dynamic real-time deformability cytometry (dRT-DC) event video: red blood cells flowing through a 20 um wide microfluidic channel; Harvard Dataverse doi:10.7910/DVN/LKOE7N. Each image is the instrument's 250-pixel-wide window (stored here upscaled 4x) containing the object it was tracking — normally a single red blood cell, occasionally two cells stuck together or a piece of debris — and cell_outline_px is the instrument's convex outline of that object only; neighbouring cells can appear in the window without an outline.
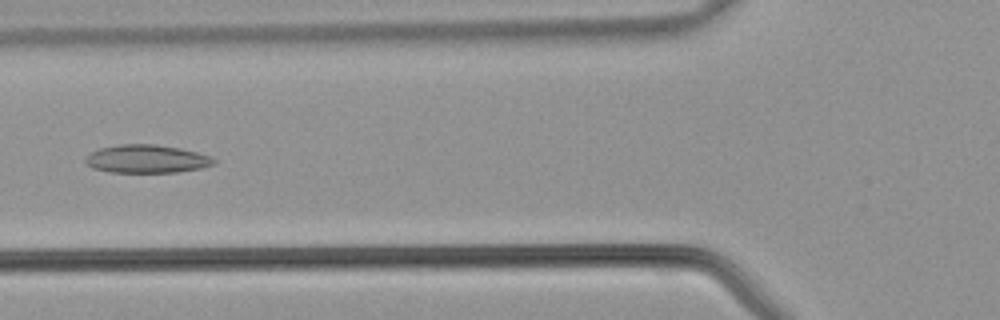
{"species": "common noctule bat (a hibernating species)", "species_latin": "Nyctalus noctula", "temperature_condition": "warm", "stored_images_in_passage": 41, "camera_frame_rate_fps": 3000, "um_per_image_px": 0.085, "animal": {"sex": "male", "body_mass_g": 21.5, "forearm_length_mm": 52.0}, "frame": {"image": 1, "passage_image": 15, "time_ms": 4.667, "image_size_px": [1000, 320], "cell_outline_px": [[216, 164], [200, 168], [176, 172], [108, 172], [92, 168], [84, 160], [92, 152], [100, 148], [120, 144], [156, 144], [180, 148], [196, 152], [208, 156], [216, 160]], "centroid_in_image_um": [12.47, 13.51], "position_along_channel_um": 113.3, "area_um2": 20.92}}
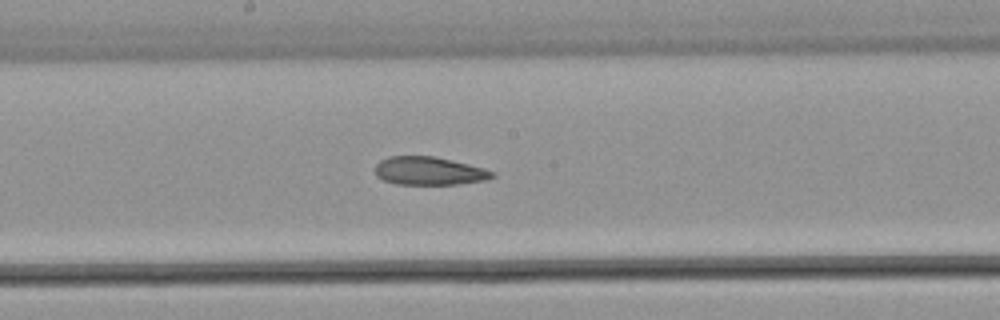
{"frame": {"image": 2, "passage_image": 21, "time_ms": 6.667, "image_size_px": [1000, 320], "cell_outline_px": [[496, 176], [488, 180], [456, 184], [396, 184], [384, 180], [376, 176], [376, 164], [380, 160], [388, 156], [436, 156], [484, 168], [496, 172]], "centroid_in_image_um": [36.5, 14.52], "position_along_channel_um": 211.7, "area_um2": 19.36}}
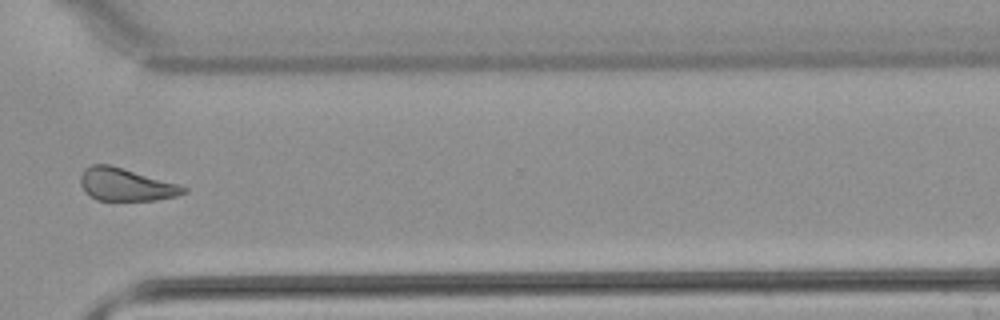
{"frame": {"image": 3, "passage_image": 30, "time_ms": 9.667, "image_size_px": [1000, 320], "cell_outline_px": [[188, 192], [176, 196], [152, 200], [96, 200], [84, 192], [80, 184], [80, 176], [84, 168], [92, 164], [108, 164], [176, 184], [188, 188]], "centroid_in_image_um": [10.63, 15.69], "position_along_channel_um": 360.0, "area_um2": 19.36}}